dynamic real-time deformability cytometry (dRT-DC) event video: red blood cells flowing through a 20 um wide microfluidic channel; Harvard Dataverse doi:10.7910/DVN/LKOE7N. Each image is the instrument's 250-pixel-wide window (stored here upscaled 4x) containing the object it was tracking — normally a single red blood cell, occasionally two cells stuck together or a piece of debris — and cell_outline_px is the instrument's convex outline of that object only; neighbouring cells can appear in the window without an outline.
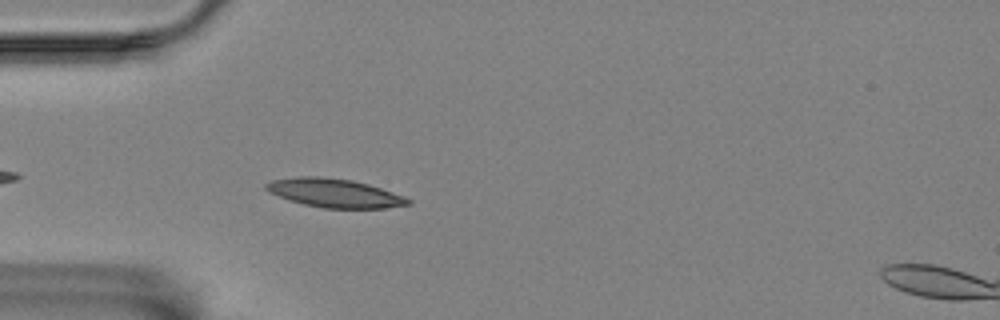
{"species": "Egyptian fruit bat (a non-hibernating species)", "species_latin": "Rousettus aegyptiacus", "temperature_condition": "room temperature", "stored_images_in_passage": 45, "camera_frame_rate_fps": 3000, "um_per_image_px": 0.085, "animal": {"sex": "female"}, "frame": {"image": 1, "passage_image": 4, "time_ms": 1.0, "image_size_px": [1000, 320], "cell_outline_px": [[412, 204], [384, 208], [324, 208], [304, 204], [268, 192], [264, 188], [264, 184], [272, 180], [300, 176], [320, 176], [352, 180], [368, 184], [404, 196], [412, 200]], "centroid_in_image_um": [28.44, 16.4], "position_along_channel_um": 56.6, "area_um2": 23.58}}
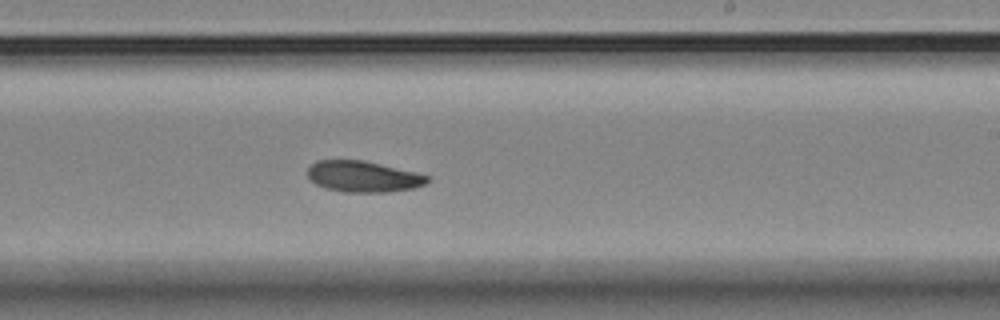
{"frame": {"image": 2, "passage_image": 22, "time_ms": 7.0, "image_size_px": [1000, 320], "cell_outline_px": [[432, 180], [424, 184], [412, 188], [388, 192], [344, 192], [324, 188], [308, 180], [308, 168], [316, 160], [364, 160], [416, 172], [432, 176]], "centroid_in_image_um": [30.88, 15.0], "position_along_channel_um": 258.1, "area_um2": 21.91}}
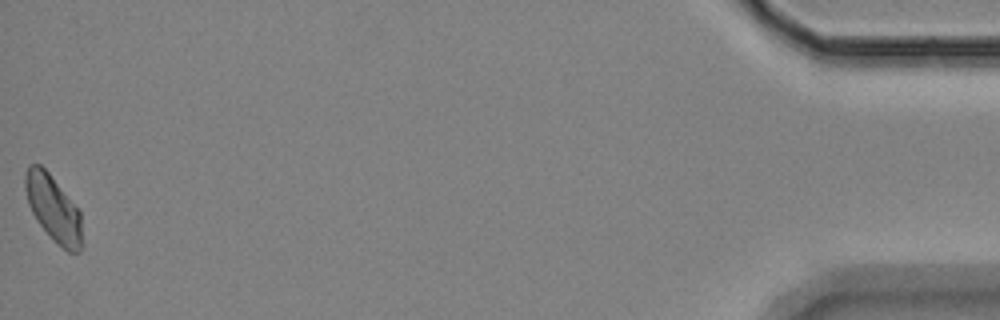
{"frame": {"image": 3, "passage_image": 45, "time_ms": 14.667, "image_size_px": [1000, 320], "cell_outline_px": [[84, 244], [80, 252], [68, 252], [36, 220], [28, 204], [24, 188], [24, 176], [28, 164], [40, 164], [48, 172], [80, 212]], "centroid_in_image_um": [4.54, 17.71], "position_along_channel_um": 430.7, "area_um2": 21.68}}